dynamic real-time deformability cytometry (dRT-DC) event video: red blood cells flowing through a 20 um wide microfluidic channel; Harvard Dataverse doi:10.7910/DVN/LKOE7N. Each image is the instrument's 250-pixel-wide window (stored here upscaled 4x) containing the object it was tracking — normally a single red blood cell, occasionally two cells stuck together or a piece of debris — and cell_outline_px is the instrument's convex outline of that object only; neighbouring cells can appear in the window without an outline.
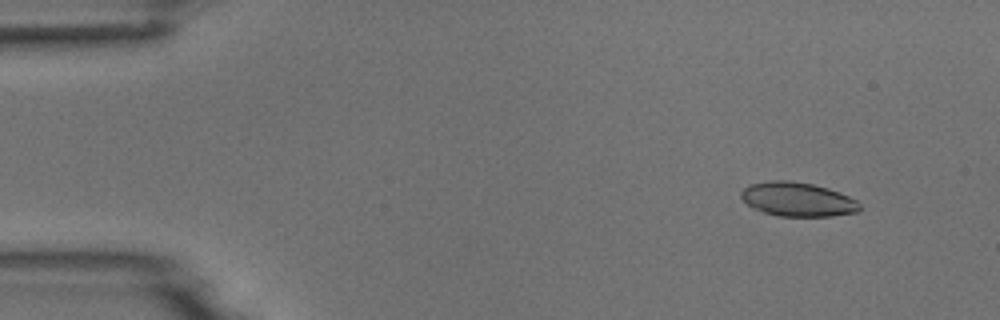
{"species": "common noctule bat (a hibernating species)", "species_latin": "Nyctalus noctula", "temperature_condition": "room temperature", "stored_images_in_passage": 10, "camera_frame_rate_fps": 3000, "um_per_image_px": 0.085, "animal": {"sex": "male", "body_mass_g": 18.8}, "frame": {"image": 1, "passage_image": 2, "time_ms": 1.0, "image_size_px": [1000, 320], "cell_outline_px": [[860, 212], [832, 216], [776, 216], [764, 212], [748, 204], [740, 196], [740, 192], [748, 184], [772, 180], [788, 180], [812, 184], [828, 188], [840, 192], [856, 200], [860, 204]], "centroid_in_image_um": [67.81, 16.94], "position_along_channel_um": 17.2, "area_um2": 23.58}}